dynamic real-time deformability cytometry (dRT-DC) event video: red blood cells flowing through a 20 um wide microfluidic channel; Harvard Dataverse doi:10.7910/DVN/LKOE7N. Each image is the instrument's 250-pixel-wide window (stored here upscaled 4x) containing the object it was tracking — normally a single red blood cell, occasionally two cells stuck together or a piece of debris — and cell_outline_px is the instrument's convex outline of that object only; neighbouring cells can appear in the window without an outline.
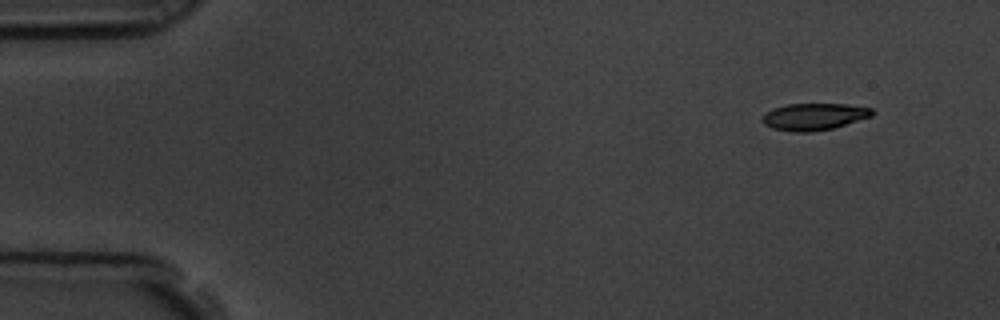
{"species": "common noctule bat (a hibernating species)", "species_latin": "Nyctalus noctula", "temperature_condition": "room temperature", "stored_images_in_passage": 10, "camera_frame_rate_fps": 3000, "um_per_image_px": 0.085, "animal": {"sex": "male", "body_mass_g": 19.5, "forearm_length_mm": 54.6}, "frame": {"image": 1, "passage_image": 1, "time_ms": 0.0, "image_size_px": [1000, 320], "cell_outline_px": [[876, 112], [872, 116], [832, 128], [808, 132], [792, 132], [772, 128], [764, 124], [764, 116], [772, 108], [788, 104], [848, 104], [872, 108]], "centroid_in_image_um": [69.23, 9.91], "position_along_channel_um": 15.8, "area_um2": 17.05}}
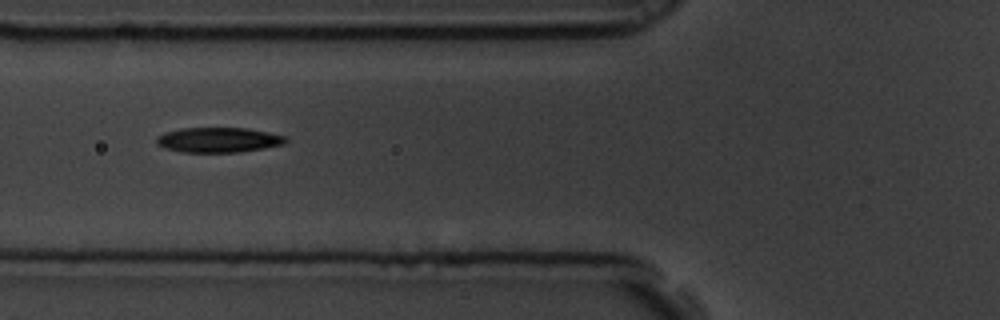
{"frame": {"image": 2, "passage_image": 6, "time_ms": 1.667, "image_size_px": [1000, 320], "cell_outline_px": [[288, 140], [284, 144], [264, 148], [240, 152], [184, 152], [168, 148], [156, 144], [156, 136], [164, 132], [180, 128], [248, 128], [288, 136]], "centroid_in_image_um": [18.6, 11.88], "position_along_channel_um": 107.2, "area_um2": 18.9}}
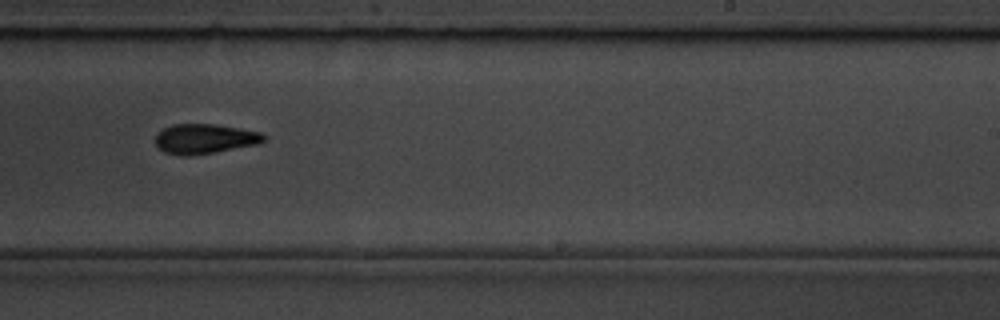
{"frame": {"image": 3, "passage_image": 10, "time_ms": 3.0, "image_size_px": [1000, 320], "cell_outline_px": [[264, 140], [256, 144], [212, 152], [188, 156], [180, 156], [164, 152], [156, 144], [156, 132], [172, 124], [216, 124], [260, 132], [264, 136]], "centroid_in_image_um": [17.33, 11.79], "position_along_channel_um": 271.7, "area_um2": 18.55}}